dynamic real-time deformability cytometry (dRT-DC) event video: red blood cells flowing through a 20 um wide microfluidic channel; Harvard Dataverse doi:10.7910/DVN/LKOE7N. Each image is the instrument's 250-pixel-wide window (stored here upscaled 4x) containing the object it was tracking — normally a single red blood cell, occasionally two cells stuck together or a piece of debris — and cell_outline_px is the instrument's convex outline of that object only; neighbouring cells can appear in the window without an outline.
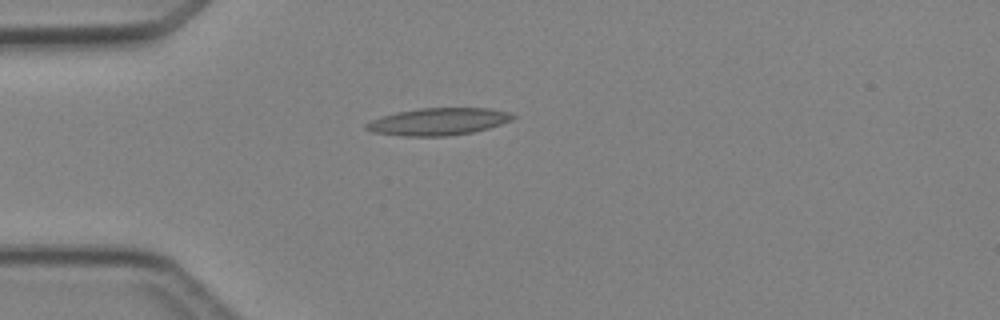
{"species": "Egyptian fruit bat (a non-hibernating species)", "species_latin": "Rousettus aegyptiacus", "temperature_condition": "cold", "stored_images_in_passage": 2, "camera_frame_rate_fps": 3000, "um_per_image_px": 0.085, "animal": {"sex": "female"}, "frame": {"image": 1, "passage_image": 2, "time_ms": 1.333, "image_size_px": [1000, 320], "cell_outline_px": [[516, 116], [512, 120], [488, 128], [472, 132], [448, 136], [404, 136], [372, 132], [364, 128], [364, 124], [372, 120], [396, 112], [420, 108], [488, 108], [508, 112]], "centroid_in_image_um": [37.24, 10.34], "position_along_channel_um": 47.8, "area_um2": 23.12}}